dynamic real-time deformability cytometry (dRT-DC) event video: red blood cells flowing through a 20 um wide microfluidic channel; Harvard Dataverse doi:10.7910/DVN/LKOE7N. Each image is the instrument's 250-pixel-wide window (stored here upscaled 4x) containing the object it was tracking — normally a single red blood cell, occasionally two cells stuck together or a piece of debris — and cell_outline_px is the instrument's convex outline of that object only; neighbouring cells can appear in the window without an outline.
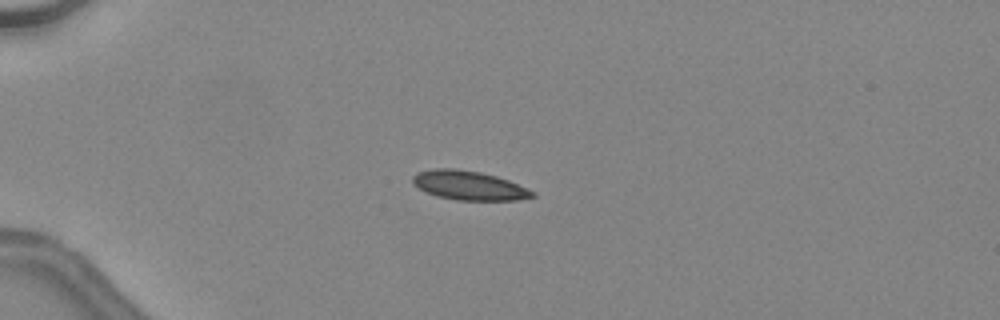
{"species": "common noctule bat (a hibernating species)", "species_latin": "Nyctalus noctula", "temperature_condition": "warm", "stored_images_in_passage": 47, "camera_frame_rate_fps": 3000, "um_per_image_px": 0.085, "animal": {"sex": "female", "body_mass_g": 24.6, "forearm_length_mm": 56.2}, "frame": {"image": 1, "passage_image": 14, "time_ms": 4.333, "image_size_px": [1000, 320], "cell_outline_px": [[536, 196], [516, 200], [456, 200], [436, 196], [412, 184], [412, 176], [416, 172], [436, 168], [456, 168], [480, 172], [496, 176], [508, 180], [536, 192]], "centroid_in_image_um": [39.85, 15.76], "position_along_channel_um": 45.2, "area_um2": 20.35}, "authors_computed_cell_mechanics": {"area_um2": 19.8832, "velocity_mm_per_s": 4.5437, "shape_relaxation_time_tau1_ms": 3.7878, "shape_relaxation_time_tau2_ms": 1.6825, "deformation_change_tau1": 0.1285, "deformation_change_tau2": 0.0714}}